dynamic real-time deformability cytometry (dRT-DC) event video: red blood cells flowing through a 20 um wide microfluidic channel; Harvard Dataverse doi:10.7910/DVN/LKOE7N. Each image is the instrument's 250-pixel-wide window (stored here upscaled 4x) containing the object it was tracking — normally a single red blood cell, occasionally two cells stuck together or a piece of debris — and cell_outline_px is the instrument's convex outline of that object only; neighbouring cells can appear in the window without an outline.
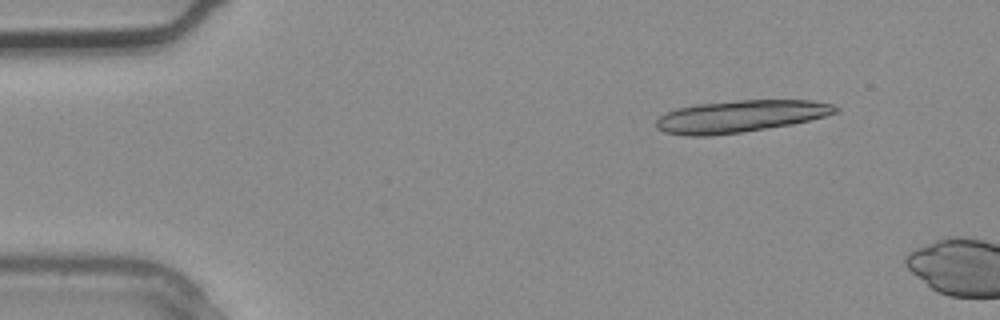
{"species": "common noctule bat (a hibernating species)", "species_latin": "Nyctalus noctula", "temperature_condition": "warm", "stored_images_in_passage": 3, "camera_frame_rate_fps": 3000, "um_per_image_px": 0.085, "animal": {"sex": "male", "body_mass_g": 20.4}, "frame": {"image": 1, "passage_image": 2, "time_ms": 0.333, "image_size_px": [1000, 320], "cell_outline_px": [[840, 112], [792, 124], [740, 132], [712, 136], [684, 136], [664, 132], [656, 128], [656, 120], [660, 116], [676, 108], [696, 104], [740, 100], [812, 100], [832, 104], [840, 108]], "centroid_in_image_um": [62.91, 9.88], "position_along_channel_um": 22.1, "area_um2": 33.52}}